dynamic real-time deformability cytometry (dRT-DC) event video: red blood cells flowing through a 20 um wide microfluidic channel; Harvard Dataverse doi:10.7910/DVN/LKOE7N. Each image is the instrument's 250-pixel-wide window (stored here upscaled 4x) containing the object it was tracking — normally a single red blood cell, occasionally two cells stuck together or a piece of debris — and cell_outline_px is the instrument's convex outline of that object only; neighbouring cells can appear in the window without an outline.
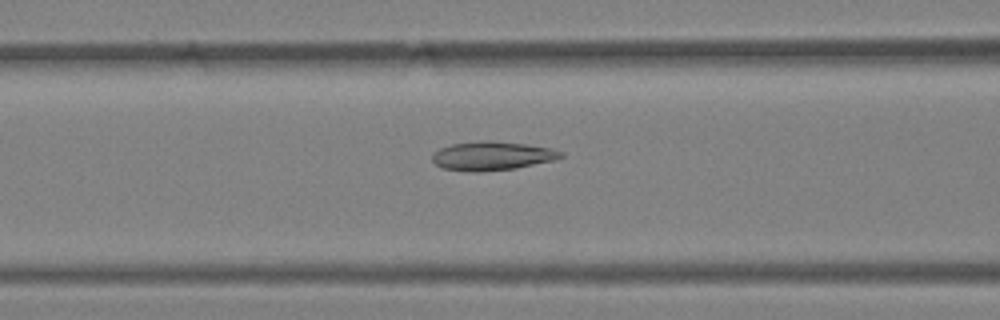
{"species": "Egyptian fruit bat (a non-hibernating species)", "species_latin": "Rousettus aegyptiacus", "temperature_condition": "warm", "stored_images_in_passage": 51, "camera_frame_rate_fps": 3000, "um_per_image_px": 0.085, "animal": {"sex": "female"}, "frame": {"image": 1, "passage_image": 24, "time_ms": 7.667, "image_size_px": [1000, 320], "cell_outline_px": [[564, 156], [556, 160], [516, 168], [476, 172], [472, 172], [444, 168], [436, 164], [432, 160], [432, 156], [440, 148], [452, 144], [480, 140], [488, 140], [528, 144], [552, 148], [564, 152]], "centroid_in_image_um": [41.89, 13.24], "position_along_channel_um": 124.7, "area_um2": 21.68}}
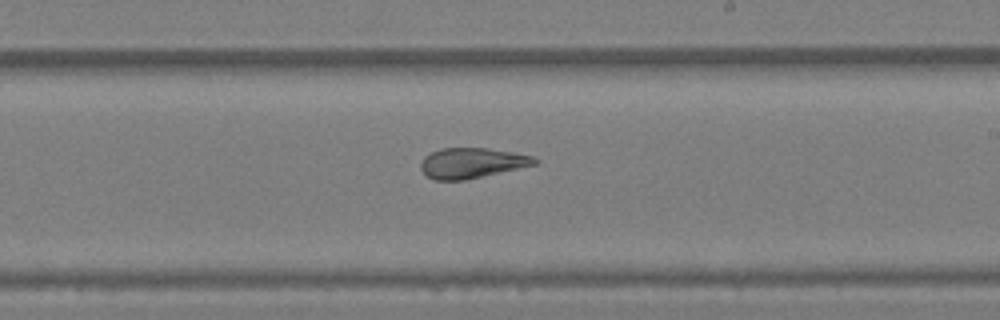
{"frame": {"image": 2, "passage_image": 34, "time_ms": 11.0, "image_size_px": [1000, 320], "cell_outline_px": [[540, 160], [536, 164], [464, 180], [432, 180], [420, 168], [420, 164], [424, 156], [440, 148], [488, 148], [512, 152], [532, 156]], "centroid_in_image_um": [40.08, 13.85], "position_along_channel_um": 248.9, "area_um2": 19.94}}
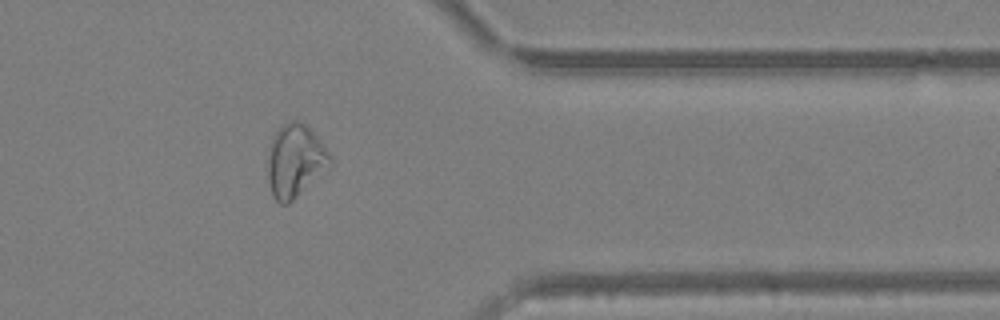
{"frame": {"image": 3, "passage_image": 46, "time_ms": 15.0, "image_size_px": [1000, 320], "cell_outline_px": [[332, 164], [328, 168], [288, 204], [280, 204], [272, 196], [268, 176], [268, 156], [272, 136], [284, 124], [292, 120], [296, 120], [304, 124], [316, 136], [332, 156]], "centroid_in_image_um": [25.08, 13.68], "position_along_channel_um": 386.3, "area_um2": 26.07}, "authors_computed_cell_mechanics": {"area_um2": 23.4668, "velocity_mm_per_s": 3.7316, "shape_relaxation_time_tau1_ms": null, "shape_relaxation_time_tau2_ms": 2.047, "deformation_change_tau1": null, "deformation_change_tau2": 0.1059}}